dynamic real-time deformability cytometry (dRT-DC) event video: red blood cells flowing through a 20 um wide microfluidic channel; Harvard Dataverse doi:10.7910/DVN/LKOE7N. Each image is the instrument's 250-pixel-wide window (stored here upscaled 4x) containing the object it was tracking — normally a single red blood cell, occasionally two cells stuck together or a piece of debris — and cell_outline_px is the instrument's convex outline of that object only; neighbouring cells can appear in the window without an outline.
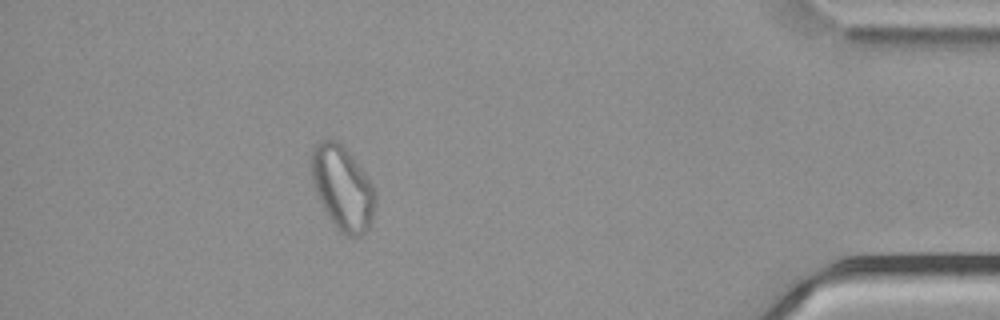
{"species": "common noctule bat (a hibernating species)", "species_latin": "Nyctalus noctula", "temperature_condition": "cold", "stored_images_in_passage": 46, "camera_frame_rate_fps": 3000, "um_per_image_px": 0.085, "animal": {"sex": "male", "body_mass_g": 21.5, "forearm_length_mm": 52.0}, "frame": {"image": 1, "passage_image": 40, "time_ms": 13.0, "image_size_px": [1000, 320], "cell_outline_px": [[376, 200], [372, 220], [368, 228], [360, 236], [348, 236], [340, 232], [336, 228], [328, 216], [316, 192], [312, 180], [312, 148], [320, 140], [336, 140], [348, 152], [364, 172], [372, 184], [376, 192]], "centroid_in_image_um": [29.13, 16.0], "position_along_channel_um": 406.1, "area_um2": 30.87}, "authors_computed_cell_mechanics": {"area_um2": 29.0734, "velocity_mm_per_s": 3.7612, "shape_relaxation_time_tau1_ms": null, "shape_relaxation_time_tau2_ms": 2.0209, "deformation_change_tau1": null, "deformation_change_tau2": 0.0738}}